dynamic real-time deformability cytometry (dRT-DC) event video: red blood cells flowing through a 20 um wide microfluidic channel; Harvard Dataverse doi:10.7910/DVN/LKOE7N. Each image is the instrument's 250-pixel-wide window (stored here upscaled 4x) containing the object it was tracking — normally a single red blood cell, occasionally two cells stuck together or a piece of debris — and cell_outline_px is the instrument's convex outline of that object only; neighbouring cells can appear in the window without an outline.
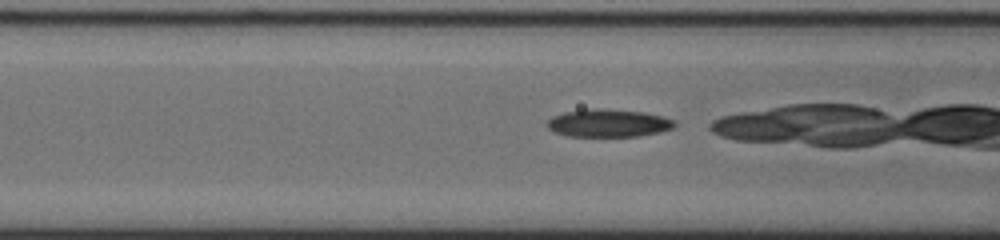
{"species": "common noctule bat (a hibernating species)", "species_latin": "Nyctalus noctula", "temperature_condition": "cold", "stored_images_in_passage": 17, "camera_frame_rate_fps": 3000, "um_per_image_px": 0.085, "animal": {"sex": "male", "body_mass_g": 20.0, "forearm_length_mm": 53.3}, "frame": {"image": 1, "passage_image": 15, "time_ms": 4.667, "image_size_px": [1000, 240], "cell_outline_px": [[676, 128], [660, 132], [640, 136], [568, 136], [556, 132], [548, 128], [544, 124], [552, 116], [564, 112], [584, 108], [600, 108], [644, 112], [664, 116], [676, 120]], "centroid_in_image_um": [51.74, 10.45], "position_along_channel_um": 114.9, "area_um2": 21.04}}